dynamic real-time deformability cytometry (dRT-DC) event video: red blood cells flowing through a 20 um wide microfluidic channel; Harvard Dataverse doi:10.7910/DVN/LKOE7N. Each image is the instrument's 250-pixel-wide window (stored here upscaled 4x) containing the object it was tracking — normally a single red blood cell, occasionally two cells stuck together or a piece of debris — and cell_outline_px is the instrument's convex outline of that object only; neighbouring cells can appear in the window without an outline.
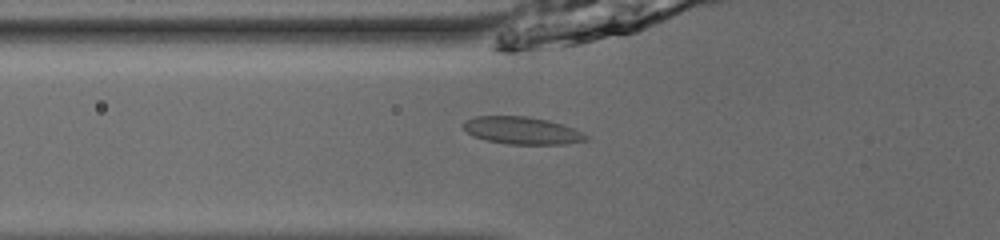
{"species": "common noctule bat (a hibernating species)", "species_latin": "Nyctalus noctula", "temperature_condition": "room temperature", "stored_images_in_passage": 32, "segment_of_instrument_passage": [1, 2], "camera_frame_rate_fps": 3000, "um_per_image_px": 0.085, "animal": {"sex": "male", "body_mass_g": 13.0, "forearm_length_mm": 53.1}, "frame": {"image": 1, "passage_image": 3, "time_ms": 0.667, "image_size_px": [1000, 240], "cell_outline_px": [[588, 140], [564, 144], [508, 144], [488, 140], [472, 136], [464, 128], [464, 120], [476, 116], [528, 116], [548, 120], [564, 124], [588, 136]], "centroid_in_image_um": [44.37, 11.09], "position_along_channel_um": 81.4, "area_um2": 19.48}}
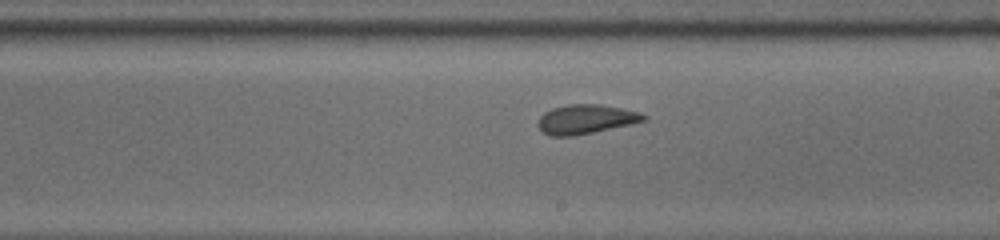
{"frame": {"image": 2, "passage_image": 15, "time_ms": 4.667, "image_size_px": [1000, 240], "cell_outline_px": [[648, 120], [632, 124], [572, 136], [552, 136], [544, 132], [536, 124], [540, 116], [544, 112], [552, 108], [568, 104], [600, 104], [640, 112], [648, 116]], "centroid_in_image_um": [49.81, 10.12], "position_along_channel_um": 239.2, "area_um2": 18.03}}
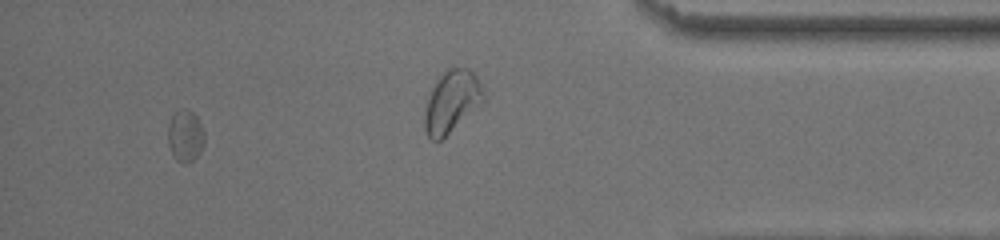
{"frame": {"image": 3, "passage_image": 28, "time_ms": 9.0, "image_size_px": [1000, 240], "cell_outline_px": [[204, 144], [200, 152], [188, 164], [184, 164], [176, 160], [168, 144], [168, 124], [172, 116], [176, 112], [184, 108], [188, 108], [196, 116], [204, 132]], "centroid_in_image_um": [15.75, 11.55], "position_along_channel_um": 419.5, "area_um2": 10.98}}